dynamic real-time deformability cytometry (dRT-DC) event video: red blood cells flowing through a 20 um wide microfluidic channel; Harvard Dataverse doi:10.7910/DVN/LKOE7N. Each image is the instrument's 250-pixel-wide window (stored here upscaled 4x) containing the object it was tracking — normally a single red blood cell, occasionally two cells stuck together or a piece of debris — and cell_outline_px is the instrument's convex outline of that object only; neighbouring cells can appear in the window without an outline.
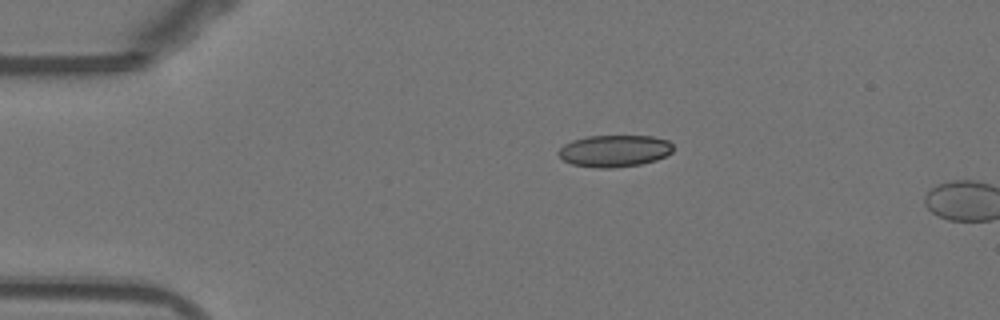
{"species": "Egyptian fruit bat (a non-hibernating species)", "species_latin": "Rousettus aegyptiacus", "temperature_condition": "warm", "stored_images_in_passage": 3, "camera_frame_rate_fps": 3000, "um_per_image_px": 0.085, "animal": {"sex": "female"}, "frame": {"image": 1, "passage_image": 1, "time_ms": 0.0, "image_size_px": [1000, 320], "cell_outline_px": [[672, 152], [656, 160], [640, 164], [612, 168], [596, 168], [572, 164], [564, 160], [556, 152], [564, 144], [572, 140], [588, 136], [652, 136], [668, 140], [672, 144]], "centroid_in_image_um": [52.21, 12.82], "position_along_channel_um": 32.8, "area_um2": 21.27}}